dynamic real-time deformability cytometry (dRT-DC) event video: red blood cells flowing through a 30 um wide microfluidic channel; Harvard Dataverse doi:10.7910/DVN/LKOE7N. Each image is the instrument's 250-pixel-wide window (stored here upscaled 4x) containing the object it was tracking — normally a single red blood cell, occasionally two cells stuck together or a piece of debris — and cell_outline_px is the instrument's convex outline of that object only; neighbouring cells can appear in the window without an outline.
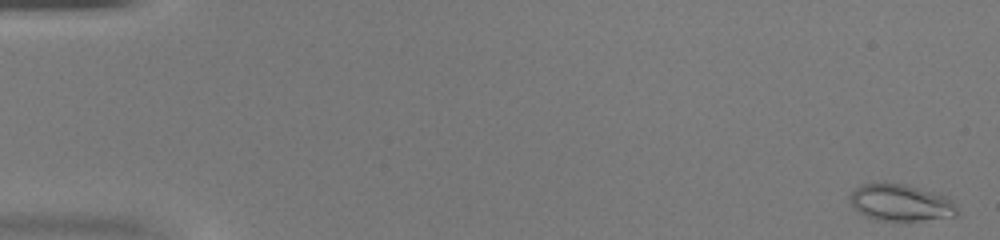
{"species": "common noctule bat (a hibernating species)", "species_latin": "Nyctalus noctula", "temperature_condition": "warm", "stored_images_in_passage": 48, "camera_frame_rate_fps": 3000, "um_per_image_px": 0.085, "animal": {"sex": "female", "body_mass_g": 20.0, "forearm_length_mm": 54.0}, "frame": {"image": 1, "passage_image": 2, "time_ms": 0.333, "image_size_px": [1000, 240], "cell_outline_px": [[956, 216], [920, 220], [876, 220], [864, 216], [852, 204], [848, 196], [860, 184], [904, 184], [932, 192], [944, 196], [952, 200], [956, 204]], "centroid_in_image_um": [76.54, 17.24], "position_along_channel_um": 8.5, "area_um2": 22.43}}
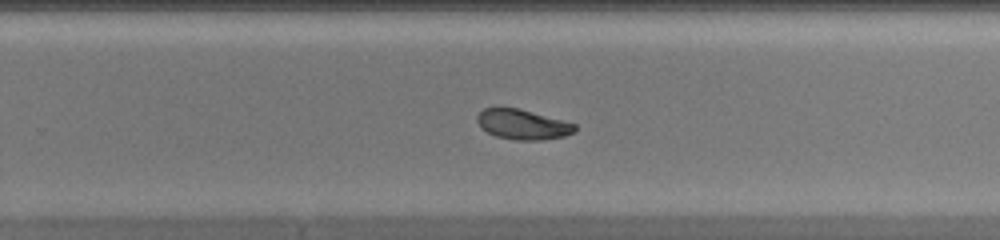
{"frame": {"image": 2, "passage_image": 32, "time_ms": 10.333, "image_size_px": [1000, 240], "cell_outline_px": [[576, 132], [564, 136], [544, 140], [516, 140], [496, 136], [480, 128], [476, 120], [476, 116], [484, 108], [520, 108], [576, 124]], "centroid_in_image_um": [44.43, 10.58], "position_along_channel_um": 285.4, "area_um2": 17.17}}
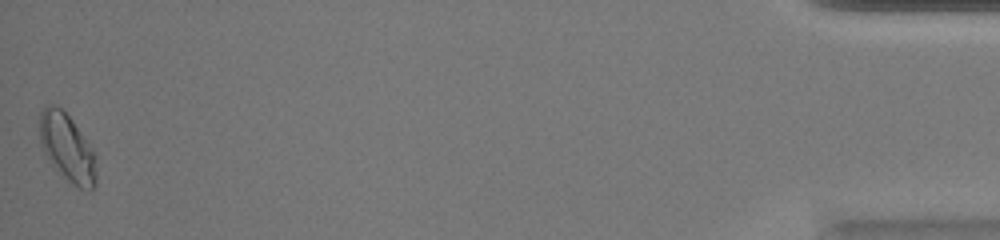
{"frame": {"image": 3, "passage_image": 48, "time_ms": 15.667, "image_size_px": [1000, 240], "cell_outline_px": [[96, 184], [92, 188], [80, 188], [72, 184], [68, 180], [44, 152], [40, 144], [40, 112], [44, 104], [52, 104], [60, 108], [72, 120], [92, 148], [96, 156]], "centroid_in_image_um": [5.72, 12.51], "position_along_channel_um": 429.5, "area_um2": 21.85}}